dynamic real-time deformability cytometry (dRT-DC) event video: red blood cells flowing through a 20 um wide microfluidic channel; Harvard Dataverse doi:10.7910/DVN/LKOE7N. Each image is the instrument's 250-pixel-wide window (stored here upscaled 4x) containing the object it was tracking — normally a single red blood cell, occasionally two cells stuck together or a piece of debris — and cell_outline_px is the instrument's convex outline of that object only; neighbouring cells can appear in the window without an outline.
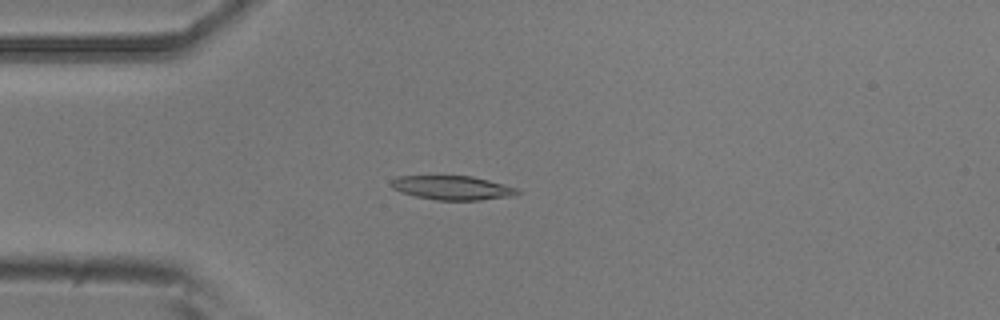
{"species": "common noctule bat (a hibernating species)", "species_latin": "Nyctalus noctula", "temperature_condition": "room temperature", "stored_images_in_passage": 3, "camera_frame_rate_fps": 3000, "um_per_image_px": 0.085, "animal": {"sex": "male", "body_mass_g": 20.5, "forearm_length_mm": 52.5}, "frame": {"image": 1, "passage_image": 3, "time_ms": 0.667, "image_size_px": [1000, 320], "cell_outline_px": [[524, 192], [516, 196], [480, 200], [436, 200], [416, 196], [392, 188], [388, 184], [396, 176], [472, 176], [504, 184], [516, 188]], "centroid_in_image_um": [38.5, 15.96], "position_along_channel_um": 46.5, "area_um2": 17.8}}